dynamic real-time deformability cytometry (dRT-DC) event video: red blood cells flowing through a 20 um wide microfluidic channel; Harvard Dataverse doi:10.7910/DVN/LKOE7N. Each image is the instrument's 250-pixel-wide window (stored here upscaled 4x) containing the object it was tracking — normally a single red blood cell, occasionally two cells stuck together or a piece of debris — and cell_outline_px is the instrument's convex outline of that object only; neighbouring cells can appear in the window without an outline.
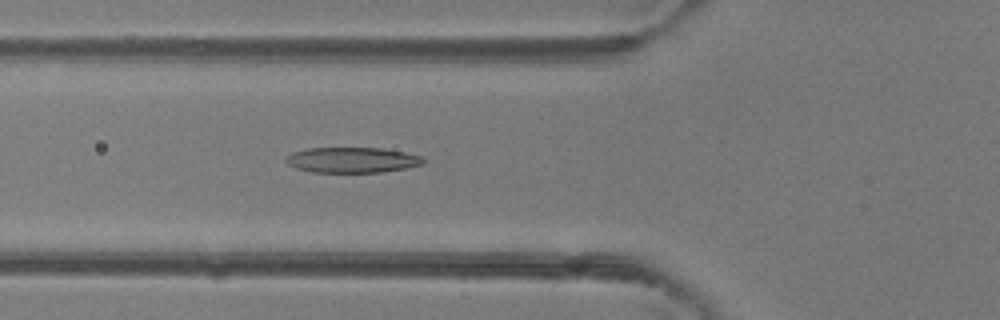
{"species": "common noctule bat (a hibernating species)", "species_latin": "Nyctalus noctula", "temperature_condition": "room temperature", "stored_images_in_passage": 43, "camera_frame_rate_fps": 3000, "um_per_image_px": 0.085, "animal": {"sex": "female"}, "frame": {"image": 1, "passage_image": 17, "time_ms": 5.333, "image_size_px": [1000, 320], "cell_outline_px": [[424, 164], [404, 168], [380, 172], [312, 172], [296, 168], [288, 164], [284, 160], [284, 156], [292, 152], [308, 148], [384, 148], [404, 152], [420, 156], [424, 160]], "centroid_in_image_um": [29.88, 13.59], "position_along_channel_um": 95.9, "area_um2": 20.35}}
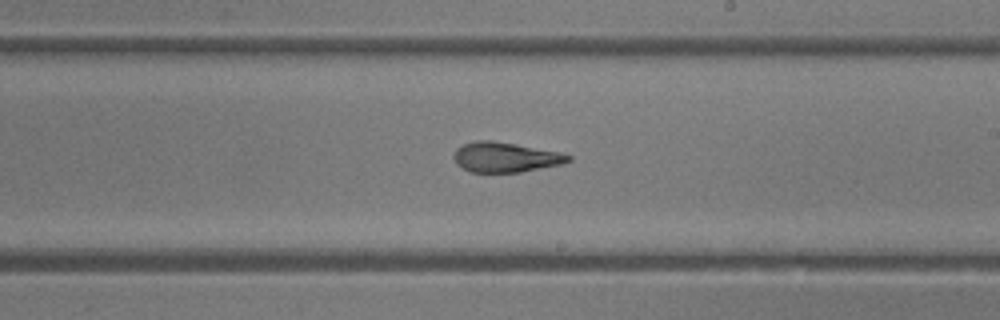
{"frame": {"image": 2, "passage_image": 27, "time_ms": 8.667, "image_size_px": [1000, 320], "cell_outline_px": [[572, 160], [564, 164], [520, 172], [468, 172], [456, 164], [452, 156], [456, 148], [464, 144], [476, 140], [492, 140], [516, 144], [560, 152], [572, 156]], "centroid_in_image_um": [42.95, 13.36], "position_along_channel_um": 246.1, "area_um2": 20.23}}
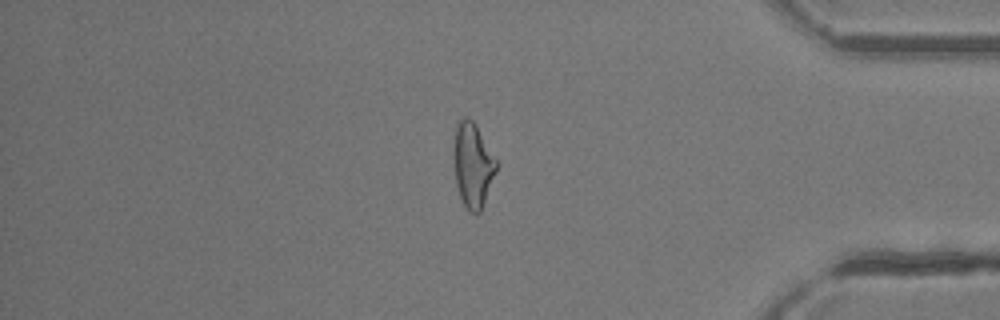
{"frame": {"image": 3, "passage_image": 39, "time_ms": 12.667, "image_size_px": [1000, 320], "cell_outline_px": [[496, 172], [480, 212], [476, 216], [468, 212], [460, 196], [456, 184], [456, 124], [464, 116], [468, 116], [476, 124], [496, 160]], "centroid_in_image_um": [40.22, 14.07], "position_along_channel_um": 395.0, "area_um2": 20.29}, "authors_computed_cell_mechanics": {"area_um2": 20.7502, "velocity_mm_per_s": 4.4933, "shape_relaxation_time_tau1_ms": 6.5355, "shape_relaxation_time_tau2_ms": 1.7705, "deformation_change_tau1": 0.2476, "deformation_change_tau2": 0.1225}}